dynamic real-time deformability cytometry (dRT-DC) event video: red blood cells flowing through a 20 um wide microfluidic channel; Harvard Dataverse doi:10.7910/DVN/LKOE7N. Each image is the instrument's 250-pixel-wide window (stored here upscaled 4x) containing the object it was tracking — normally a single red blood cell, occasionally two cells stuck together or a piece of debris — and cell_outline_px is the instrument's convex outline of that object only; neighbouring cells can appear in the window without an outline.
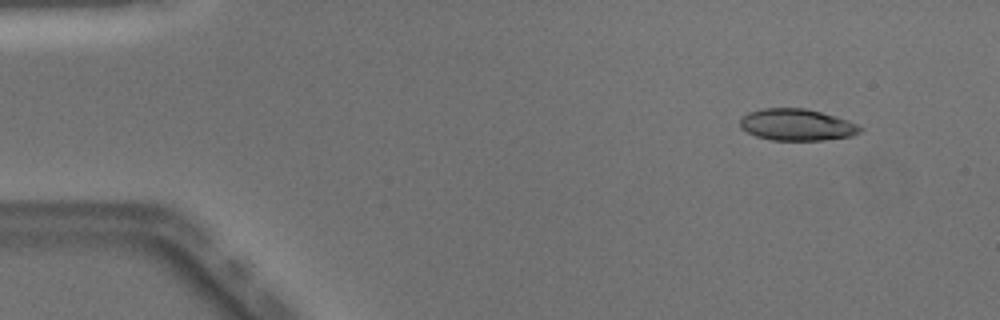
{"species": "Egyptian fruit bat (a non-hibernating species)", "species_latin": "Rousettus aegyptiacus", "temperature_condition": "warm", "stored_images_in_passage": 49, "camera_frame_rate_fps": 3000, "um_per_image_px": 0.085, "animal": {"sex": "male"}, "frame": {"image": 1, "passage_image": 5, "time_ms": 1.333, "image_size_px": [1000, 320], "cell_outline_px": [[864, 128], [860, 132], [852, 136], [824, 140], [772, 140], [756, 136], [740, 128], [740, 120], [748, 112], [764, 108], [804, 108], [836, 116], [848, 120]], "centroid_in_image_um": [67.74, 10.61], "position_along_channel_um": 17.3, "area_um2": 22.14}}
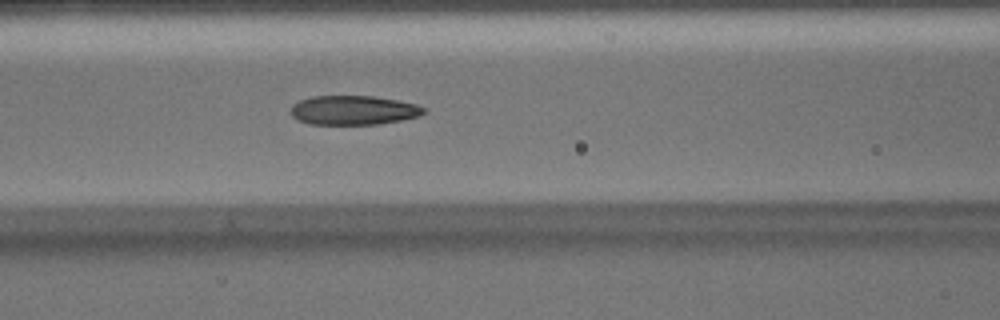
{"frame": {"image": 2, "passage_image": 21, "time_ms": 6.667, "image_size_px": [1000, 320], "cell_outline_px": [[428, 112], [420, 116], [400, 120], [376, 124], [308, 124], [296, 120], [292, 116], [292, 104], [300, 100], [312, 96], [372, 96], [396, 100], [416, 104], [424, 108]], "centroid_in_image_um": [30.03, 9.37], "position_along_channel_um": 136.6, "area_um2": 22.66}}
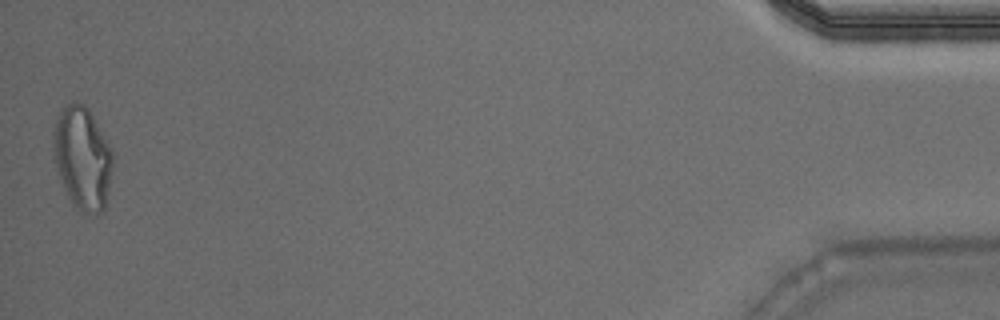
{"frame": {"image": 3, "passage_image": 49, "time_ms": 16.0, "image_size_px": [1000, 320], "cell_outline_px": [[112, 164], [104, 212], [96, 216], [80, 212], [68, 196], [52, 156], [52, 132], [56, 120], [60, 112], [68, 104], [76, 100], [84, 104], [88, 108], [104, 136], [112, 152]], "centroid_in_image_um": [6.98, 13.44], "position_along_channel_um": 428.2, "area_um2": 35.49}, "authors_computed_cell_mechanics": {"area_um2": 23.1778, "velocity_mm_per_s": 4.0953, "shape_relaxation_time_tau1_ms": 8.0719, "shape_relaxation_time_tau2_ms": 1.8105, "deformation_change_tau1": 0.2438, "deformation_change_tau2": 0.1048}}